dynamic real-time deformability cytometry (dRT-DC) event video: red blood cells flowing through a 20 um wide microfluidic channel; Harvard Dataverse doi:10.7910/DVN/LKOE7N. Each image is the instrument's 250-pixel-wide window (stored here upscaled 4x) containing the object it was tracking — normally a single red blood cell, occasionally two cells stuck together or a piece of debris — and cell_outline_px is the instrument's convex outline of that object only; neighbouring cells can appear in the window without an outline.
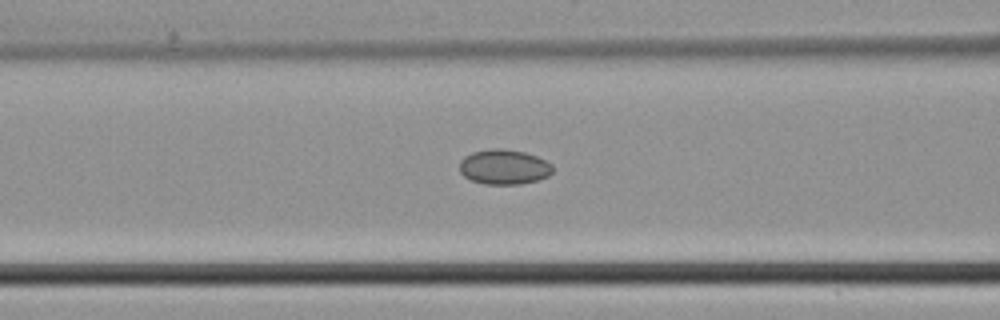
{"species": "common noctule bat (a hibernating species)", "species_latin": "Nyctalus noctula", "temperature_condition": "cold", "stored_images_in_passage": 25, "camera_frame_rate_fps": 3000, "um_per_image_px": 0.085, "animal": {"sex": "male", "body_mass_g": 21.5, "forearm_length_mm": 52.0}, "frame": {"image": 1, "passage_image": 6, "time_ms": 1.667, "image_size_px": [1000, 320], "cell_outline_px": [[552, 172], [548, 176], [536, 180], [520, 184], [484, 184], [472, 180], [464, 176], [460, 172], [460, 160], [464, 156], [472, 152], [492, 148], [500, 148], [524, 152], [536, 156], [552, 164]], "centroid_in_image_um": [42.82, 14.18], "position_along_channel_um": 123.8, "area_um2": 18.9}}
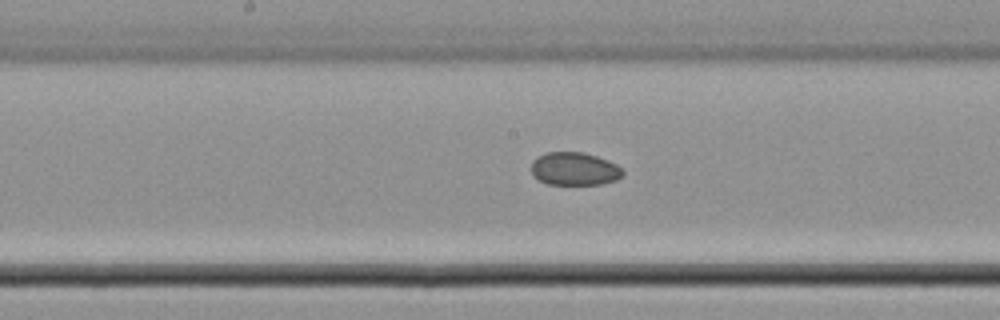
{"frame": {"image": 2, "passage_image": 11, "time_ms": 3.333, "image_size_px": [1000, 320], "cell_outline_px": [[624, 176], [616, 180], [600, 184], [548, 184], [532, 176], [532, 160], [548, 152], [584, 152], [608, 160], [616, 164], [624, 172]], "centroid_in_image_um": [48.85, 14.35], "position_along_channel_um": 199.4, "area_um2": 17.57}}
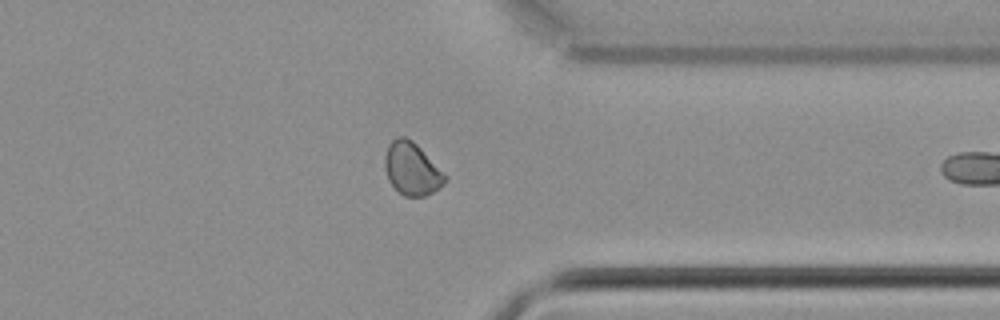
{"frame": {"image": 3, "passage_image": 23, "time_ms": 7.333, "image_size_px": [1000, 320], "cell_outline_px": [[448, 180], [444, 184], [432, 192], [424, 196], [404, 196], [388, 180], [384, 168], [384, 156], [388, 144], [396, 136], [404, 136], [412, 140], [448, 176]], "centroid_in_image_um": [35.0, 14.33], "position_along_channel_um": 376.4, "area_um2": 18.5}}